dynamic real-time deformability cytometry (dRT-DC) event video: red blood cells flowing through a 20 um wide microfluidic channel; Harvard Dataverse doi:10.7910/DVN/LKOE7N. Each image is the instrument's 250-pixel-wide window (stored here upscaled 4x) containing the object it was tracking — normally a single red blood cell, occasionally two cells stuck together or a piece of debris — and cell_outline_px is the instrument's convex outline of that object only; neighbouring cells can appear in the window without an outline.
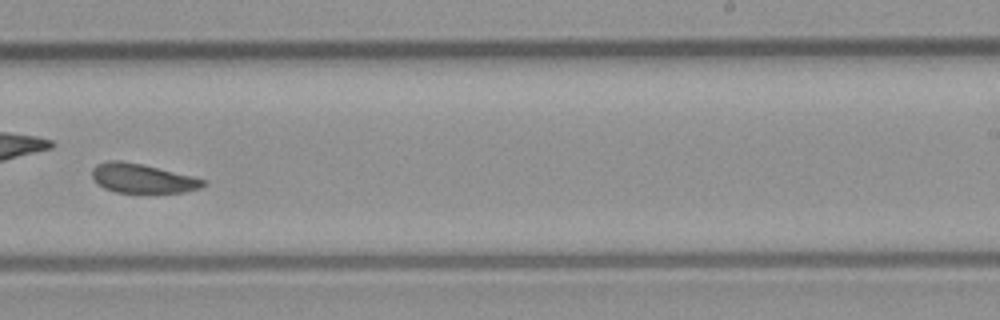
{"species": "common noctule bat (a hibernating species)", "species_latin": "Nyctalus noctula", "temperature_condition": "room temperature", "stored_images_in_passage": 46, "camera_frame_rate_fps": 3000, "um_per_image_px": 0.085, "animal": {"sex": "male", "body_mass_g": 23.1, "forearm_length_mm": 52.7}, "frame": {"image": 1, "passage_image": 27, "time_ms": 8.667, "image_size_px": [1000, 320], "cell_outline_px": [[208, 184], [200, 188], [184, 192], [116, 192], [104, 188], [92, 176], [92, 168], [96, 164], [108, 160], [120, 160], [140, 164], [204, 180]], "centroid_in_image_um": [12.06, 15.16], "position_along_channel_um": 276.9, "area_um2": 18.38}, "authors_computed_cell_mechanics": {"area_um2": 19.7098, "velocity_mm_per_s": 4.2128, "shape_relaxation_time_tau1_ms": 2.1231, "shape_relaxation_time_tau2_ms": 1.6548, "deformation_change_tau1": 0.0856, "deformation_change_tau2": 0.0814}}